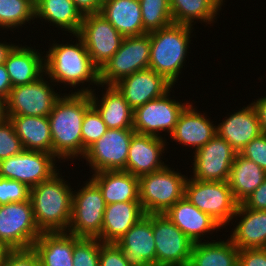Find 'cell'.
Returning a JSON list of instances; mask_svg holds the SVG:
<instances>
[{"label":"cell","instance_id":"cell-21","mask_svg":"<svg viewBox=\"0 0 266 266\" xmlns=\"http://www.w3.org/2000/svg\"><path fill=\"white\" fill-rule=\"evenodd\" d=\"M189 103L180 113L177 124L170 134L173 141L184 146H193L195 151L203 147L216 135V125Z\"/></svg>","mask_w":266,"mask_h":266},{"label":"cell","instance_id":"cell-17","mask_svg":"<svg viewBox=\"0 0 266 266\" xmlns=\"http://www.w3.org/2000/svg\"><path fill=\"white\" fill-rule=\"evenodd\" d=\"M116 244L130 266H156L153 214H145Z\"/></svg>","mask_w":266,"mask_h":266},{"label":"cell","instance_id":"cell-30","mask_svg":"<svg viewBox=\"0 0 266 266\" xmlns=\"http://www.w3.org/2000/svg\"><path fill=\"white\" fill-rule=\"evenodd\" d=\"M24 150L53 154L50 123L47 116H10Z\"/></svg>","mask_w":266,"mask_h":266},{"label":"cell","instance_id":"cell-28","mask_svg":"<svg viewBox=\"0 0 266 266\" xmlns=\"http://www.w3.org/2000/svg\"><path fill=\"white\" fill-rule=\"evenodd\" d=\"M26 47L16 45L4 63L13 87L34 82L45 73L43 54Z\"/></svg>","mask_w":266,"mask_h":266},{"label":"cell","instance_id":"cell-3","mask_svg":"<svg viewBox=\"0 0 266 266\" xmlns=\"http://www.w3.org/2000/svg\"><path fill=\"white\" fill-rule=\"evenodd\" d=\"M78 43H52L44 55L45 74L53 84L65 83L75 88L84 82L100 86L99 69L93 64L82 39L76 34ZM94 83V84H93Z\"/></svg>","mask_w":266,"mask_h":266},{"label":"cell","instance_id":"cell-36","mask_svg":"<svg viewBox=\"0 0 266 266\" xmlns=\"http://www.w3.org/2000/svg\"><path fill=\"white\" fill-rule=\"evenodd\" d=\"M143 27L147 32L161 29L173 22L170 0H139Z\"/></svg>","mask_w":266,"mask_h":266},{"label":"cell","instance_id":"cell-8","mask_svg":"<svg viewBox=\"0 0 266 266\" xmlns=\"http://www.w3.org/2000/svg\"><path fill=\"white\" fill-rule=\"evenodd\" d=\"M150 32L124 37L119 49L99 70L100 86L114 85L134 72L149 69Z\"/></svg>","mask_w":266,"mask_h":266},{"label":"cell","instance_id":"cell-31","mask_svg":"<svg viewBox=\"0 0 266 266\" xmlns=\"http://www.w3.org/2000/svg\"><path fill=\"white\" fill-rule=\"evenodd\" d=\"M35 18L44 19L73 35L79 32L83 15L73 0H35Z\"/></svg>","mask_w":266,"mask_h":266},{"label":"cell","instance_id":"cell-27","mask_svg":"<svg viewBox=\"0 0 266 266\" xmlns=\"http://www.w3.org/2000/svg\"><path fill=\"white\" fill-rule=\"evenodd\" d=\"M102 14L123 36H138L148 33L142 22L139 0H103Z\"/></svg>","mask_w":266,"mask_h":266},{"label":"cell","instance_id":"cell-10","mask_svg":"<svg viewBox=\"0 0 266 266\" xmlns=\"http://www.w3.org/2000/svg\"><path fill=\"white\" fill-rule=\"evenodd\" d=\"M44 76H46L45 73L34 82L14 86L11 89L6 99L8 118L10 116H48L51 113L61 94L54 91L51 87L52 81H46Z\"/></svg>","mask_w":266,"mask_h":266},{"label":"cell","instance_id":"cell-2","mask_svg":"<svg viewBox=\"0 0 266 266\" xmlns=\"http://www.w3.org/2000/svg\"><path fill=\"white\" fill-rule=\"evenodd\" d=\"M59 170L49 180L30 188V201L39 230L67 232L71 219L72 189Z\"/></svg>","mask_w":266,"mask_h":266},{"label":"cell","instance_id":"cell-39","mask_svg":"<svg viewBox=\"0 0 266 266\" xmlns=\"http://www.w3.org/2000/svg\"><path fill=\"white\" fill-rule=\"evenodd\" d=\"M24 150L20 138L11 121L6 119L0 124V161L17 155Z\"/></svg>","mask_w":266,"mask_h":266},{"label":"cell","instance_id":"cell-43","mask_svg":"<svg viewBox=\"0 0 266 266\" xmlns=\"http://www.w3.org/2000/svg\"><path fill=\"white\" fill-rule=\"evenodd\" d=\"M99 264L100 266H130L116 243L104 242H101L100 246Z\"/></svg>","mask_w":266,"mask_h":266},{"label":"cell","instance_id":"cell-19","mask_svg":"<svg viewBox=\"0 0 266 266\" xmlns=\"http://www.w3.org/2000/svg\"><path fill=\"white\" fill-rule=\"evenodd\" d=\"M166 138L134 133L129 145L126 167L123 171L142 176L164 169L161 156L165 153Z\"/></svg>","mask_w":266,"mask_h":266},{"label":"cell","instance_id":"cell-42","mask_svg":"<svg viewBox=\"0 0 266 266\" xmlns=\"http://www.w3.org/2000/svg\"><path fill=\"white\" fill-rule=\"evenodd\" d=\"M1 266H40L39 258L32 249L7 250Z\"/></svg>","mask_w":266,"mask_h":266},{"label":"cell","instance_id":"cell-45","mask_svg":"<svg viewBox=\"0 0 266 266\" xmlns=\"http://www.w3.org/2000/svg\"><path fill=\"white\" fill-rule=\"evenodd\" d=\"M242 204L253 210H266V178L254 192L249 195Z\"/></svg>","mask_w":266,"mask_h":266},{"label":"cell","instance_id":"cell-46","mask_svg":"<svg viewBox=\"0 0 266 266\" xmlns=\"http://www.w3.org/2000/svg\"><path fill=\"white\" fill-rule=\"evenodd\" d=\"M82 15L100 13L103 0H73Z\"/></svg>","mask_w":266,"mask_h":266},{"label":"cell","instance_id":"cell-11","mask_svg":"<svg viewBox=\"0 0 266 266\" xmlns=\"http://www.w3.org/2000/svg\"><path fill=\"white\" fill-rule=\"evenodd\" d=\"M77 35L99 70L116 53L124 38L100 13L83 15Z\"/></svg>","mask_w":266,"mask_h":266},{"label":"cell","instance_id":"cell-5","mask_svg":"<svg viewBox=\"0 0 266 266\" xmlns=\"http://www.w3.org/2000/svg\"><path fill=\"white\" fill-rule=\"evenodd\" d=\"M187 178L169 166L139 176V201L144 213L164 214L184 197Z\"/></svg>","mask_w":266,"mask_h":266},{"label":"cell","instance_id":"cell-15","mask_svg":"<svg viewBox=\"0 0 266 266\" xmlns=\"http://www.w3.org/2000/svg\"><path fill=\"white\" fill-rule=\"evenodd\" d=\"M193 177L199 181H228L237 152L217 133L203 147L194 151Z\"/></svg>","mask_w":266,"mask_h":266},{"label":"cell","instance_id":"cell-18","mask_svg":"<svg viewBox=\"0 0 266 266\" xmlns=\"http://www.w3.org/2000/svg\"><path fill=\"white\" fill-rule=\"evenodd\" d=\"M114 86L133 110L148 101L162 97L174 87L164 76L151 69L134 72Z\"/></svg>","mask_w":266,"mask_h":266},{"label":"cell","instance_id":"cell-29","mask_svg":"<svg viewBox=\"0 0 266 266\" xmlns=\"http://www.w3.org/2000/svg\"><path fill=\"white\" fill-rule=\"evenodd\" d=\"M102 192L105 204L139 201V180L137 176L123 171H99L91 178Z\"/></svg>","mask_w":266,"mask_h":266},{"label":"cell","instance_id":"cell-14","mask_svg":"<svg viewBox=\"0 0 266 266\" xmlns=\"http://www.w3.org/2000/svg\"><path fill=\"white\" fill-rule=\"evenodd\" d=\"M134 133V129H108L94 142L83 157L93 169L92 173L124 170Z\"/></svg>","mask_w":266,"mask_h":266},{"label":"cell","instance_id":"cell-52","mask_svg":"<svg viewBox=\"0 0 266 266\" xmlns=\"http://www.w3.org/2000/svg\"><path fill=\"white\" fill-rule=\"evenodd\" d=\"M172 266H193V265L190 262H187V263L176 264V265H172Z\"/></svg>","mask_w":266,"mask_h":266},{"label":"cell","instance_id":"cell-38","mask_svg":"<svg viewBox=\"0 0 266 266\" xmlns=\"http://www.w3.org/2000/svg\"><path fill=\"white\" fill-rule=\"evenodd\" d=\"M101 241L98 238H81L73 250V266H100Z\"/></svg>","mask_w":266,"mask_h":266},{"label":"cell","instance_id":"cell-9","mask_svg":"<svg viewBox=\"0 0 266 266\" xmlns=\"http://www.w3.org/2000/svg\"><path fill=\"white\" fill-rule=\"evenodd\" d=\"M41 233L30 199L0 205V243L7 250L32 248Z\"/></svg>","mask_w":266,"mask_h":266},{"label":"cell","instance_id":"cell-32","mask_svg":"<svg viewBox=\"0 0 266 266\" xmlns=\"http://www.w3.org/2000/svg\"><path fill=\"white\" fill-rule=\"evenodd\" d=\"M266 172L255 162L236 154L229 177V185L235 200L241 204L265 180Z\"/></svg>","mask_w":266,"mask_h":266},{"label":"cell","instance_id":"cell-48","mask_svg":"<svg viewBox=\"0 0 266 266\" xmlns=\"http://www.w3.org/2000/svg\"><path fill=\"white\" fill-rule=\"evenodd\" d=\"M251 104L254 106L257 112L261 132L266 134V96L258 98Z\"/></svg>","mask_w":266,"mask_h":266},{"label":"cell","instance_id":"cell-20","mask_svg":"<svg viewBox=\"0 0 266 266\" xmlns=\"http://www.w3.org/2000/svg\"><path fill=\"white\" fill-rule=\"evenodd\" d=\"M96 89L81 87L74 93H89L92 106L98 111L108 129H133V109L114 85H106L101 100Z\"/></svg>","mask_w":266,"mask_h":266},{"label":"cell","instance_id":"cell-41","mask_svg":"<svg viewBox=\"0 0 266 266\" xmlns=\"http://www.w3.org/2000/svg\"><path fill=\"white\" fill-rule=\"evenodd\" d=\"M239 154L255 162L266 172V134H260L251 140Z\"/></svg>","mask_w":266,"mask_h":266},{"label":"cell","instance_id":"cell-1","mask_svg":"<svg viewBox=\"0 0 266 266\" xmlns=\"http://www.w3.org/2000/svg\"><path fill=\"white\" fill-rule=\"evenodd\" d=\"M47 116L53 155L61 160L82 156L81 127L85 112L92 106L89 93L62 94ZM80 155V156H79Z\"/></svg>","mask_w":266,"mask_h":266},{"label":"cell","instance_id":"cell-7","mask_svg":"<svg viewBox=\"0 0 266 266\" xmlns=\"http://www.w3.org/2000/svg\"><path fill=\"white\" fill-rule=\"evenodd\" d=\"M105 207L101 190L90 178L81 189L72 193L71 219L67 232L80 238H98Z\"/></svg>","mask_w":266,"mask_h":266},{"label":"cell","instance_id":"cell-25","mask_svg":"<svg viewBox=\"0 0 266 266\" xmlns=\"http://www.w3.org/2000/svg\"><path fill=\"white\" fill-rule=\"evenodd\" d=\"M241 217L230 235L231 242L238 249L266 248V210L246 208L238 205L233 216Z\"/></svg>","mask_w":266,"mask_h":266},{"label":"cell","instance_id":"cell-33","mask_svg":"<svg viewBox=\"0 0 266 266\" xmlns=\"http://www.w3.org/2000/svg\"><path fill=\"white\" fill-rule=\"evenodd\" d=\"M212 241L194 243L190 258L193 266H238L239 249L230 239Z\"/></svg>","mask_w":266,"mask_h":266},{"label":"cell","instance_id":"cell-16","mask_svg":"<svg viewBox=\"0 0 266 266\" xmlns=\"http://www.w3.org/2000/svg\"><path fill=\"white\" fill-rule=\"evenodd\" d=\"M156 266H172L190 262L194 242L165 214H153Z\"/></svg>","mask_w":266,"mask_h":266},{"label":"cell","instance_id":"cell-50","mask_svg":"<svg viewBox=\"0 0 266 266\" xmlns=\"http://www.w3.org/2000/svg\"><path fill=\"white\" fill-rule=\"evenodd\" d=\"M7 117L6 100L0 97V124L3 123Z\"/></svg>","mask_w":266,"mask_h":266},{"label":"cell","instance_id":"cell-22","mask_svg":"<svg viewBox=\"0 0 266 266\" xmlns=\"http://www.w3.org/2000/svg\"><path fill=\"white\" fill-rule=\"evenodd\" d=\"M217 134L239 153L251 140L262 134L257 112L252 104L226 117L218 126Z\"/></svg>","mask_w":266,"mask_h":266},{"label":"cell","instance_id":"cell-26","mask_svg":"<svg viewBox=\"0 0 266 266\" xmlns=\"http://www.w3.org/2000/svg\"><path fill=\"white\" fill-rule=\"evenodd\" d=\"M80 237L67 232H44L34 242L40 266H73L74 245Z\"/></svg>","mask_w":266,"mask_h":266},{"label":"cell","instance_id":"cell-34","mask_svg":"<svg viewBox=\"0 0 266 266\" xmlns=\"http://www.w3.org/2000/svg\"><path fill=\"white\" fill-rule=\"evenodd\" d=\"M223 2V0H170L173 22L188 26H193L194 20L207 24L214 23Z\"/></svg>","mask_w":266,"mask_h":266},{"label":"cell","instance_id":"cell-40","mask_svg":"<svg viewBox=\"0 0 266 266\" xmlns=\"http://www.w3.org/2000/svg\"><path fill=\"white\" fill-rule=\"evenodd\" d=\"M30 188L21 182L0 177V205L29 200Z\"/></svg>","mask_w":266,"mask_h":266},{"label":"cell","instance_id":"cell-4","mask_svg":"<svg viewBox=\"0 0 266 266\" xmlns=\"http://www.w3.org/2000/svg\"><path fill=\"white\" fill-rule=\"evenodd\" d=\"M192 29V26L172 23L150 32L149 69L164 76L173 85L185 63Z\"/></svg>","mask_w":266,"mask_h":266},{"label":"cell","instance_id":"cell-6","mask_svg":"<svg viewBox=\"0 0 266 266\" xmlns=\"http://www.w3.org/2000/svg\"><path fill=\"white\" fill-rule=\"evenodd\" d=\"M184 196L200 211L212 217L222 228L232 221L239 205L228 181H199L187 178Z\"/></svg>","mask_w":266,"mask_h":266},{"label":"cell","instance_id":"cell-49","mask_svg":"<svg viewBox=\"0 0 266 266\" xmlns=\"http://www.w3.org/2000/svg\"><path fill=\"white\" fill-rule=\"evenodd\" d=\"M15 46H16L15 44L1 43L0 42V65L5 63L9 53L12 51V49Z\"/></svg>","mask_w":266,"mask_h":266},{"label":"cell","instance_id":"cell-23","mask_svg":"<svg viewBox=\"0 0 266 266\" xmlns=\"http://www.w3.org/2000/svg\"><path fill=\"white\" fill-rule=\"evenodd\" d=\"M164 214L194 243L201 242L207 232L218 229L217 233L221 229L212 217L200 211L185 196Z\"/></svg>","mask_w":266,"mask_h":266},{"label":"cell","instance_id":"cell-47","mask_svg":"<svg viewBox=\"0 0 266 266\" xmlns=\"http://www.w3.org/2000/svg\"><path fill=\"white\" fill-rule=\"evenodd\" d=\"M12 88H13L12 82L8 75L6 67L4 64H1L0 65V97L6 100Z\"/></svg>","mask_w":266,"mask_h":266},{"label":"cell","instance_id":"cell-24","mask_svg":"<svg viewBox=\"0 0 266 266\" xmlns=\"http://www.w3.org/2000/svg\"><path fill=\"white\" fill-rule=\"evenodd\" d=\"M144 215L140 201L106 205L98 239L104 243H116Z\"/></svg>","mask_w":266,"mask_h":266},{"label":"cell","instance_id":"cell-35","mask_svg":"<svg viewBox=\"0 0 266 266\" xmlns=\"http://www.w3.org/2000/svg\"><path fill=\"white\" fill-rule=\"evenodd\" d=\"M35 19V0H0V28L13 29Z\"/></svg>","mask_w":266,"mask_h":266},{"label":"cell","instance_id":"cell-12","mask_svg":"<svg viewBox=\"0 0 266 266\" xmlns=\"http://www.w3.org/2000/svg\"><path fill=\"white\" fill-rule=\"evenodd\" d=\"M56 160L51 153L23 150L0 161V177L16 180L32 188L58 172Z\"/></svg>","mask_w":266,"mask_h":266},{"label":"cell","instance_id":"cell-13","mask_svg":"<svg viewBox=\"0 0 266 266\" xmlns=\"http://www.w3.org/2000/svg\"><path fill=\"white\" fill-rule=\"evenodd\" d=\"M170 92L133 110V129L136 133L162 137L159 134L161 131L169 135L173 132L180 113L189 103L171 99Z\"/></svg>","mask_w":266,"mask_h":266},{"label":"cell","instance_id":"cell-44","mask_svg":"<svg viewBox=\"0 0 266 266\" xmlns=\"http://www.w3.org/2000/svg\"><path fill=\"white\" fill-rule=\"evenodd\" d=\"M238 266H266V248L239 249Z\"/></svg>","mask_w":266,"mask_h":266},{"label":"cell","instance_id":"cell-51","mask_svg":"<svg viewBox=\"0 0 266 266\" xmlns=\"http://www.w3.org/2000/svg\"><path fill=\"white\" fill-rule=\"evenodd\" d=\"M7 249L0 243V266Z\"/></svg>","mask_w":266,"mask_h":266},{"label":"cell","instance_id":"cell-37","mask_svg":"<svg viewBox=\"0 0 266 266\" xmlns=\"http://www.w3.org/2000/svg\"><path fill=\"white\" fill-rule=\"evenodd\" d=\"M108 127L103 122L98 111L91 106L84 114V120L81 127L82 133V158L84 157L86 150L102 137Z\"/></svg>","mask_w":266,"mask_h":266}]
</instances>
